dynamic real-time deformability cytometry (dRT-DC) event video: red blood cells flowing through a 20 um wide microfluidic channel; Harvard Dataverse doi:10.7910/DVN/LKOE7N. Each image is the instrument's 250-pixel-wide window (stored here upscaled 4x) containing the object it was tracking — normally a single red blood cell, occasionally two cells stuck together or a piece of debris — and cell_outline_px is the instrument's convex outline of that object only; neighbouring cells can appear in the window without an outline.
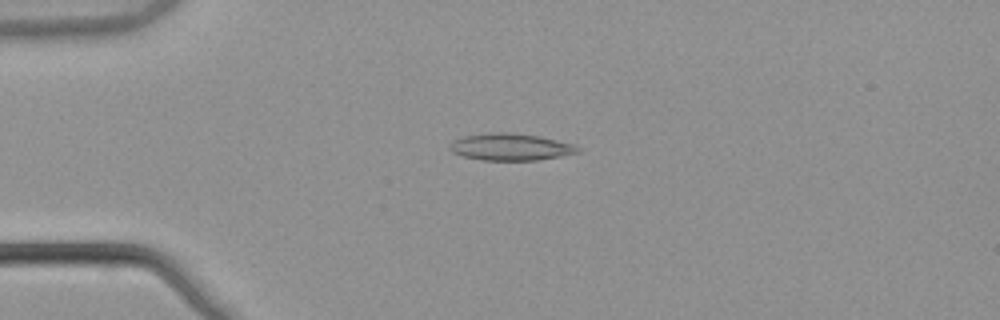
{"species": "common noctule bat (a hibernating species)", "species_latin": "Nyctalus noctula", "temperature_condition": "warm", "stored_images_in_passage": 54, "camera_frame_rate_fps": 3000, "um_per_image_px": 0.085, "animal": {"sex": "male", "body_mass_g": 21.5, "forearm_length_mm": 52.0}, "frame": {"image": 1, "passage_image": 14, "time_ms": 4.333, "image_size_px": [1000, 320], "cell_outline_px": [[580, 152], [560, 156], [536, 160], [480, 160], [464, 156], [452, 152], [448, 148], [448, 144], [452, 140], [464, 136], [492, 132], [508, 132], [536, 136], [572, 144], [580, 148]], "centroid_in_image_um": [43.33, 12.49], "position_along_channel_um": 41.7, "area_um2": 19.94}}
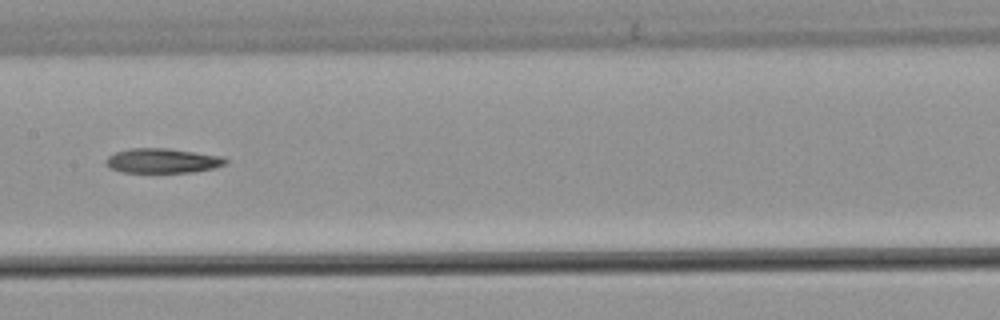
{"frame": {"image": 2, "passage_image": 28, "time_ms": 9.0, "image_size_px": [1000, 320], "cell_outline_px": [[228, 164], [212, 168], [192, 172], [120, 172], [108, 168], [104, 164], [104, 160], [108, 156], [116, 152], [132, 148], [168, 148], [220, 156], [228, 160]], "centroid_in_image_um": [13.76, 13.66], "position_along_channel_um": 193.6, "area_um2": 17.22}}
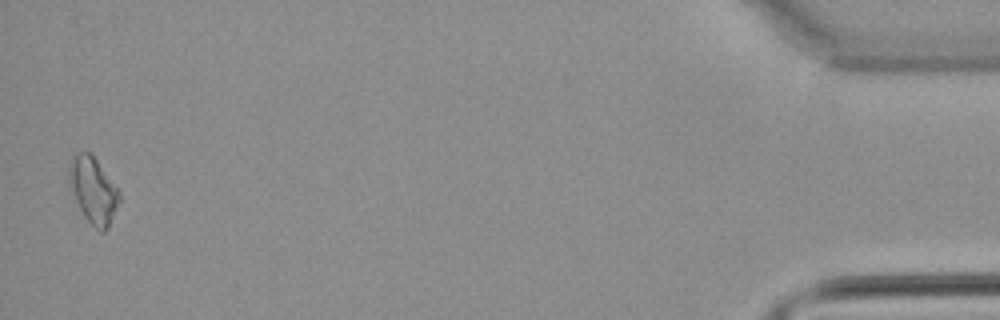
{"frame": {"image": 3, "passage_image": 53, "time_ms": 17.333, "image_size_px": [1000, 320], "cell_outline_px": [[120, 200], [108, 228], [104, 232], [100, 232], [84, 216], [72, 192], [68, 180], [68, 164], [72, 156], [80, 152], [88, 152], [96, 160], [120, 192]], "centroid_in_image_um": [7.91, 16.17], "position_along_channel_um": 427.3, "area_um2": 19.02}}